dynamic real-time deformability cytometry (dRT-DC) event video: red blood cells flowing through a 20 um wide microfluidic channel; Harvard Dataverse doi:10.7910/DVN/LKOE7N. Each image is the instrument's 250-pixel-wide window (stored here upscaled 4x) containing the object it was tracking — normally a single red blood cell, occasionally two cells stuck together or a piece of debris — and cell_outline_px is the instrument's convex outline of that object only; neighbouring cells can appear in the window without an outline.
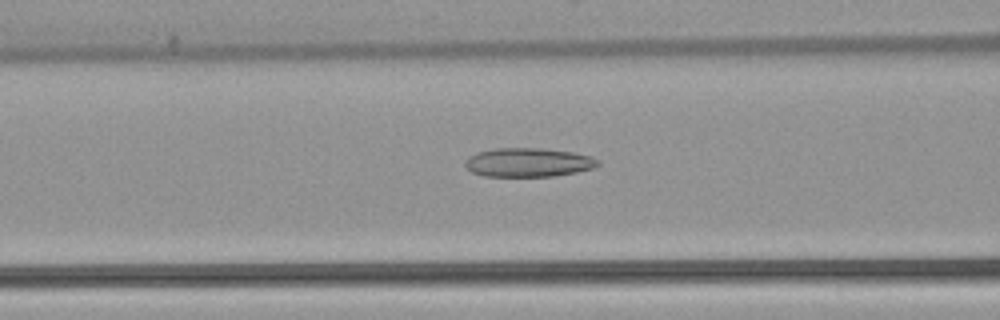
{"species": "common noctule bat (a hibernating species)", "species_latin": "Nyctalus noctula", "temperature_condition": "warm", "stored_images_in_passage": 52, "camera_frame_rate_fps": 3000, "um_per_image_px": 0.085, "animal": {"sex": "female", "body_mass_g": 22.7, "forearm_length_mm": 54.2}, "frame": {"image": 1, "passage_image": 21, "time_ms": 6.667, "image_size_px": [1000, 320], "cell_outline_px": [[600, 164], [592, 168], [576, 172], [552, 176], [484, 176], [472, 172], [464, 164], [464, 160], [468, 156], [476, 152], [496, 148], [544, 148], [572, 152], [592, 156], [600, 160]], "centroid_in_image_um": [44.89, 13.79], "position_along_channel_um": 121.7, "area_um2": 22.48}}
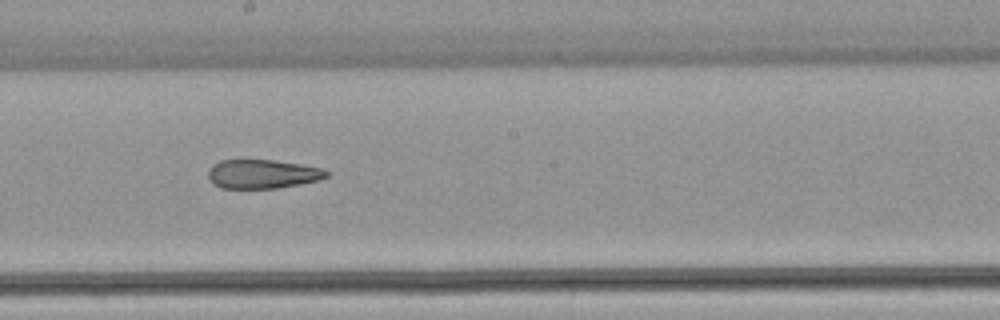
{"frame": {"image": 2, "passage_image": 29, "time_ms": 9.333, "image_size_px": [1000, 320], "cell_outline_px": [[332, 172], [328, 176], [320, 180], [300, 184], [276, 188], [220, 188], [212, 184], [208, 180], [208, 168], [212, 164], [220, 160], [272, 160], [300, 164], [324, 168]], "centroid_in_image_um": [22.31, 14.79], "position_along_channel_um": 225.9, "area_um2": 20.29}}
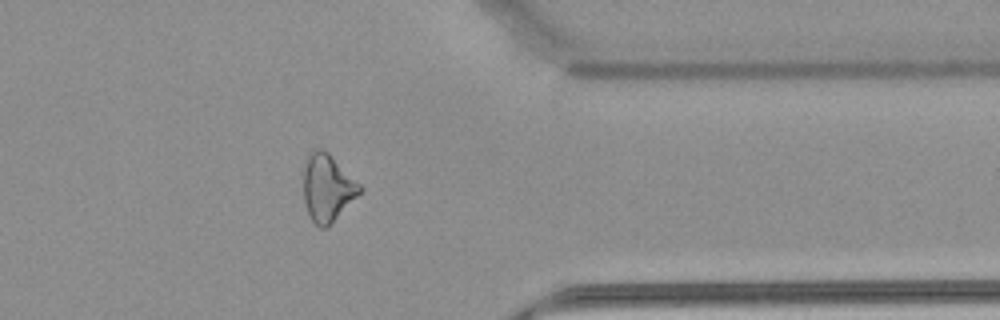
{"frame": {"image": 3, "passage_image": 42, "time_ms": 13.667, "image_size_px": [1000, 320], "cell_outline_px": [[364, 192], [324, 228], [320, 228], [312, 220], [308, 212], [304, 200], [304, 164], [308, 156], [316, 148], [320, 148], [328, 152], [364, 188]], "centroid_in_image_um": [27.86, 15.95], "position_along_channel_um": 383.5, "area_um2": 21.85}, "authors_computed_cell_mechanics": {"area_um2": 24.1604, "velocity_mm_per_s": 3.9086, "shape_relaxation_time_tau1_ms": null, "shape_relaxation_time_tau2_ms": 4.4572, "deformation_change_tau1": null, "deformation_change_tau2": 0.1624}}